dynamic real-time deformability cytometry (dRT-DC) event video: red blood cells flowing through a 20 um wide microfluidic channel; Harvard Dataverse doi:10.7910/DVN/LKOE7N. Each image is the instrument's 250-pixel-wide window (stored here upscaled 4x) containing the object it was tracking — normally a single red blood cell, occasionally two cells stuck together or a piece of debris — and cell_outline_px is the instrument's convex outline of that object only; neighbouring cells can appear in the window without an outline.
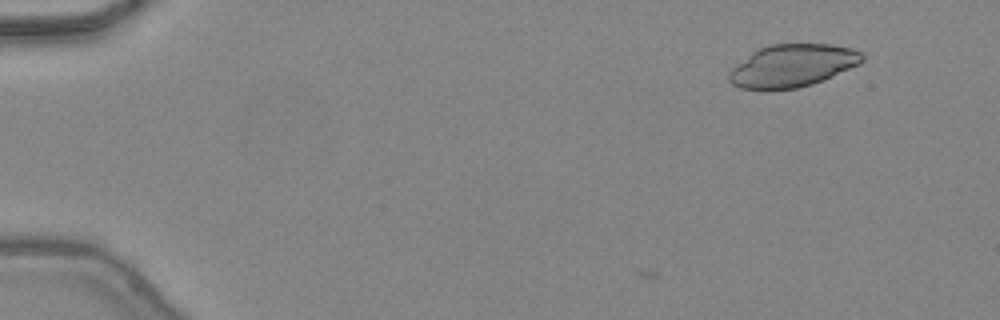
{"species": "common noctule bat (a hibernating species)", "species_latin": "Nyctalus noctula", "temperature_condition": "warm", "stored_images_in_passage": 5, "camera_frame_rate_fps": 3000, "um_per_image_px": 0.085, "animal": {"sex": "female", "body_mass_g": 24.6, "forearm_length_mm": 56.2}, "frame": {"image": 1, "passage_image": 5, "time_ms": 1.333, "image_size_px": [1000, 320], "cell_outline_px": [[864, 60], [860, 64], [824, 80], [812, 84], [796, 88], [768, 92], [764, 92], [740, 88], [732, 84], [728, 80], [728, 72], [736, 64], [752, 52], [768, 44], [828, 44], [852, 48], [860, 52], [864, 56]], "centroid_in_image_um": [67.31, 5.62], "position_along_channel_um": 17.7, "area_um2": 33.7}}